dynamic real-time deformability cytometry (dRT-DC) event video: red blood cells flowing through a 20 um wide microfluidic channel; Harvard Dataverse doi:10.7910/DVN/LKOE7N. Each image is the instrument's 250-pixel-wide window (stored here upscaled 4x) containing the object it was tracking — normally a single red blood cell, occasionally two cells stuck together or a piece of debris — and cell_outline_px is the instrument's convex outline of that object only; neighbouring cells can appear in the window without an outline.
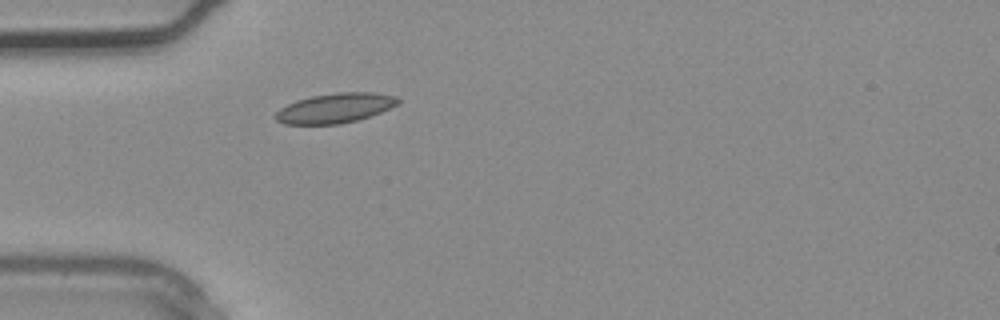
{"species": "common noctule bat (a hibernating species)", "species_latin": "Nyctalus noctula", "temperature_condition": "warm", "stored_images_in_passage": 1, "camera_frame_rate_fps": 3000, "um_per_image_px": 0.085, "animal": {"sex": "male", "body_mass_g": 20.4}, "frame": {"image": 1, "passage_image": 1, "time_ms": 0.0, "image_size_px": [1000, 320], "cell_outline_px": [[400, 100], [396, 104], [380, 112], [356, 120], [340, 124], [284, 124], [276, 120], [272, 116], [280, 108], [296, 100], [312, 96], [340, 92], [372, 92], [396, 96]], "centroid_in_image_um": [28.43, 9.19], "position_along_channel_um": 56.6, "area_um2": 21.04}}